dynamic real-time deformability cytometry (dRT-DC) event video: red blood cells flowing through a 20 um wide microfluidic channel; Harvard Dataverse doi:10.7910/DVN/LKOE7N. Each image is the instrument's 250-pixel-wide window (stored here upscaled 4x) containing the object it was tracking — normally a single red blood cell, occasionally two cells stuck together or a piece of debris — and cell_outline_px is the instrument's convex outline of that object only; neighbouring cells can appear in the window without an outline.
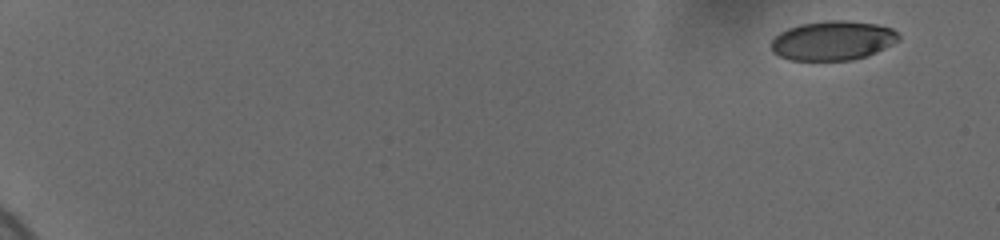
{"species": "human", "species_latin": "Homo sapiens", "temperature_condition": "cold", "stored_images_in_passage": 42, "camera_frame_rate_fps": 3000, "um_per_image_px": 0.085, "donor": {"sex": "female"}, "frame": {"image": 1, "passage_image": 1, "time_ms": 0.0, "image_size_px": [1000, 240], "cell_outline_px": [[900, 40], [876, 52], [852, 60], [792, 60], [780, 56], [772, 52], [772, 40], [780, 32], [788, 28], [800, 24], [828, 20], [844, 20], [876, 24], [892, 28], [900, 36]], "centroid_in_image_um": [70.79, 3.44], "position_along_channel_um": 14.2, "area_um2": 29.07}}
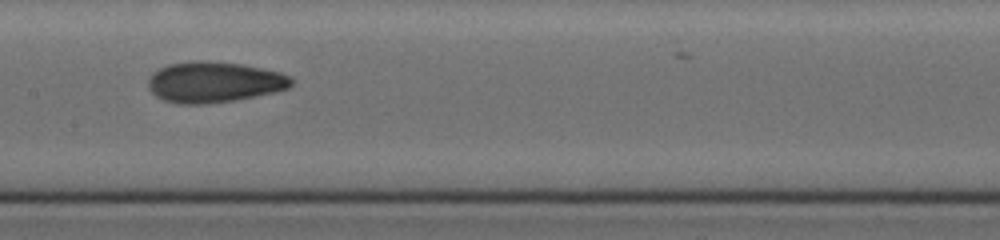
{"frame": {"image": 2, "passage_image": 23, "time_ms": 10.0, "image_size_px": [1000, 240], "cell_outline_px": [[292, 84], [288, 88], [272, 92], [232, 100], [204, 104], [180, 104], [164, 100], [156, 96], [148, 88], [148, 80], [160, 68], [168, 64], [196, 60], [208, 60], [244, 64], [280, 72], [292, 76]], "centroid_in_image_um": [18.2, 6.96], "position_along_channel_um": 189.2, "area_um2": 33.87}}
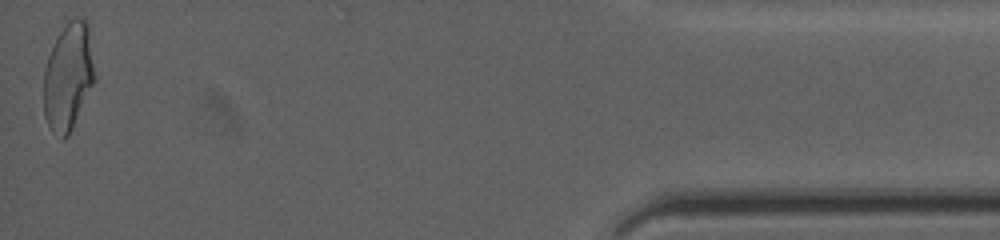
{"frame": {"image": 3, "passage_image": 42, "time_ms": 18.333, "image_size_px": [1000, 240], "cell_outline_px": [[96, 80], [68, 136], [64, 136], [48, 124], [44, 116], [44, 68], [48, 56], [60, 32], [68, 20], [76, 16], [80, 16], [88, 24], [96, 76]], "centroid_in_image_um": [5.83, 6.44], "position_along_channel_um": 429.4, "area_um2": 31.62}, "authors_computed_cell_mechanics": {"area_um2": 31.8189, "velocity_mm_per_s": 3.678, "shape_relaxation_time_tau1_ms": 7.5753, "shape_relaxation_time_tau2_ms": 2.1796, "deformation_change_tau1": 0.182, "deformation_change_tau2": 0.0852}}